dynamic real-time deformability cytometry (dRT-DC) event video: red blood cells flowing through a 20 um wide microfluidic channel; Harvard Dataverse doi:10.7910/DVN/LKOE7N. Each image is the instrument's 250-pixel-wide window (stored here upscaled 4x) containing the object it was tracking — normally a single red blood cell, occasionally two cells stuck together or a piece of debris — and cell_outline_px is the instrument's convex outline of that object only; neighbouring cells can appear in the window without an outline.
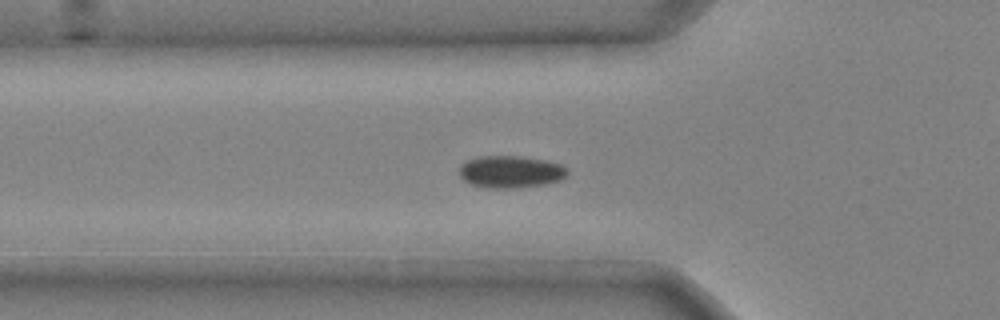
{"species": "common noctule bat (a hibernating species)", "species_latin": "Nyctalus noctula", "temperature_condition": "cold", "stored_images_in_passage": 31, "camera_frame_rate_fps": 3000, "um_per_image_px": 0.085, "animal": {"sex": "male", "body_mass_g": 20.4}, "frame": {"image": 1, "passage_image": 4, "time_ms": 1.0, "image_size_px": [1000, 320], "cell_outline_px": [[568, 176], [560, 180], [544, 184], [512, 188], [484, 188], [472, 184], [464, 180], [460, 176], [460, 164], [476, 156], [520, 156], [544, 160], [560, 164], [568, 168]], "centroid_in_image_um": [43.4, 14.6], "position_along_channel_um": 82.4, "area_um2": 20.35}}
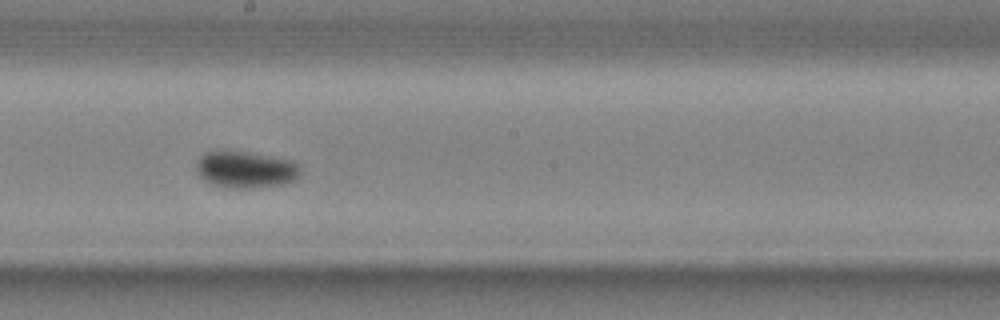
{"frame": {"image": 2, "passage_image": 15, "time_ms": 4.667, "image_size_px": [1000, 320], "cell_outline_px": [[300, 176], [296, 180], [284, 184], [260, 188], [232, 188], [212, 184], [204, 180], [196, 172], [196, 164], [200, 156], [204, 152], [216, 148], [248, 152], [272, 156], [292, 160], [300, 168]], "centroid_in_image_um": [20.85, 14.39], "position_along_channel_um": 227.3, "area_um2": 23.0}}
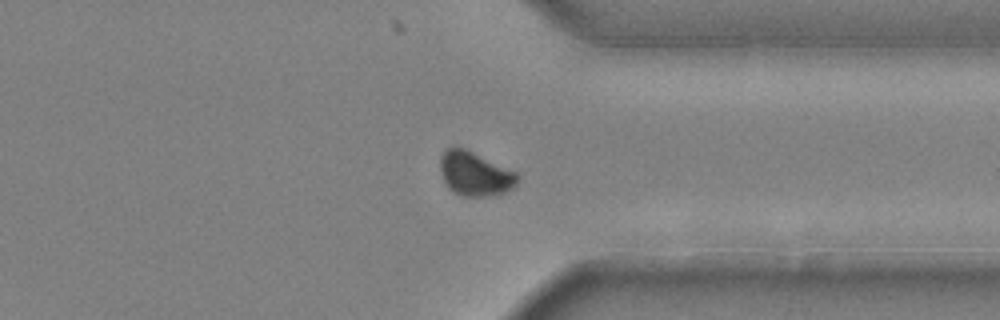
{"frame": {"image": 3, "passage_image": 26, "time_ms": 8.333, "image_size_px": [1000, 320], "cell_outline_px": [[520, 176], [516, 184], [512, 188], [504, 192], [484, 196], [464, 196], [448, 188], [440, 172], [440, 156], [452, 144], [456, 144], [516, 172]], "centroid_in_image_um": [40.34, 14.73], "position_along_channel_um": 371.1, "area_um2": 19.83}}